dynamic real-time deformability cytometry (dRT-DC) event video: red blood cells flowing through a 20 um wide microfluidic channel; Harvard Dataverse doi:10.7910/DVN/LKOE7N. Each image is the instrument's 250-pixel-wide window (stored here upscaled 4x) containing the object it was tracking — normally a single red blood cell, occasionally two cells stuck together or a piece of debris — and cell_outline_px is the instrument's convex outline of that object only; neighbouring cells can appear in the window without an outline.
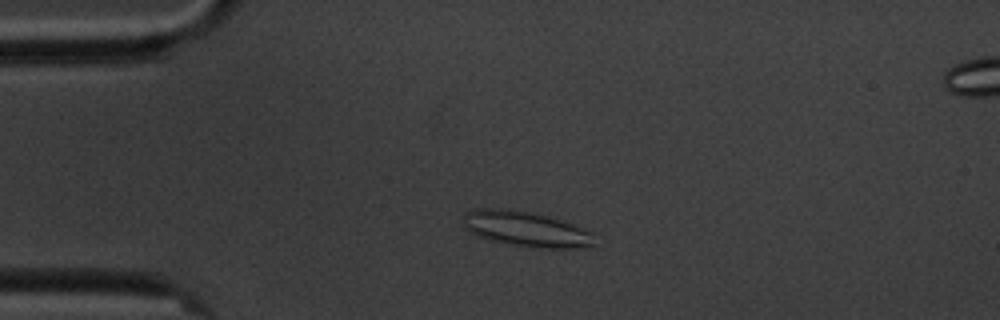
{"species": "common noctule bat (a hibernating species)", "species_latin": "Nyctalus noctula", "temperature_condition": "cold", "stored_images_in_passage": 4, "camera_frame_rate_fps": 3000, "um_per_image_px": 0.085, "animal": {"sex": "male", "body_mass_g": 20.1, "forearm_length_mm": 53.5}, "frame": {"image": 1, "passage_image": 2, "time_ms": 1.0, "image_size_px": [1000, 320], "cell_outline_px": [[596, 232], [592, 244], [580, 248], [532, 248], [508, 244], [488, 240], [468, 232], [464, 228], [464, 212], [476, 208], [500, 208], [528, 212], [560, 220]], "centroid_in_image_um": [44.68, 19.48], "position_along_channel_um": 40.3, "area_um2": 27.11}}
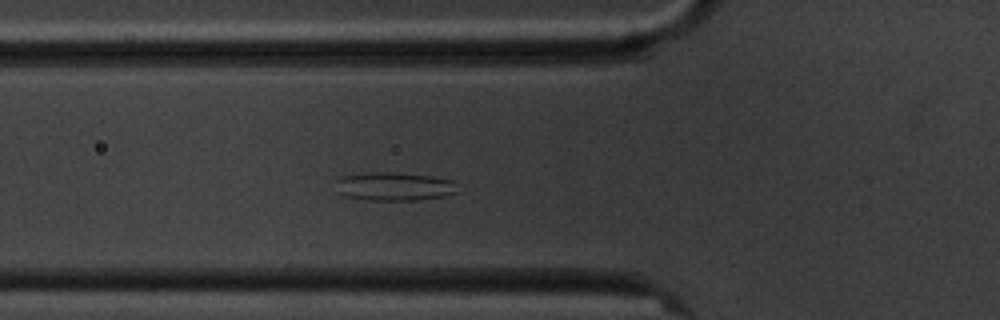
{"frame": {"image": 2, "passage_image": 4, "time_ms": 3.333, "image_size_px": [1000, 320], "cell_outline_px": [[460, 192], [444, 196], [416, 200], [364, 200], [344, 196], [340, 192], [336, 180], [340, 176], [376, 172], [400, 172], [432, 176], [456, 180]], "centroid_in_image_um": [33.6, 15.84], "position_along_channel_um": 92.2, "area_um2": 20.52}}